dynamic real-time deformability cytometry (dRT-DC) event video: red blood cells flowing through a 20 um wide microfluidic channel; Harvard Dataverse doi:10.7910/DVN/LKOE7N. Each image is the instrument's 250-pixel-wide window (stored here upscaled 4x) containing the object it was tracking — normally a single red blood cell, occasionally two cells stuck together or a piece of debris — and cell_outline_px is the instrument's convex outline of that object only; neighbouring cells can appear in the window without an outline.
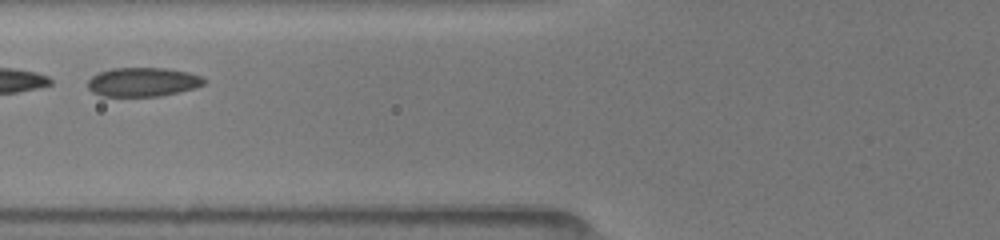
{"species": "common noctule bat (a hibernating species)", "species_latin": "Nyctalus noctula", "temperature_condition": "room temperature", "stored_images_in_passage": 37, "camera_frame_rate_fps": 3000, "um_per_image_px": 0.085, "animal": {"sex": "female", "body_mass_g": 19.5, "forearm_length_mm": 54.1}, "frame": {"image": 1, "passage_image": 8, "time_ms": 2.333, "image_size_px": [1000, 240], "cell_outline_px": [[208, 80], [204, 84], [196, 88], [160, 96], [100, 96], [92, 92], [88, 88], [88, 80], [92, 76], [100, 72], [112, 68], [168, 68], [188, 72], [200, 76]], "centroid_in_image_um": [12.16, 6.97], "position_along_channel_um": 113.6, "area_um2": 19.77}}
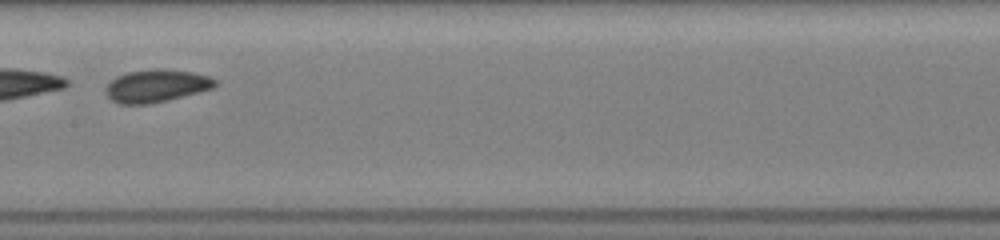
{"frame": {"image": 2, "passage_image": 14, "time_ms": 4.333, "image_size_px": [1000, 240], "cell_outline_px": [[216, 84], [212, 88], [200, 92], [168, 100], [148, 104], [120, 104], [112, 100], [104, 92], [104, 88], [116, 76], [128, 72], [152, 68], [164, 68], [192, 72], [208, 76], [216, 80]], "centroid_in_image_um": [13.27, 7.29], "position_along_channel_um": 194.1, "area_um2": 20.92}}
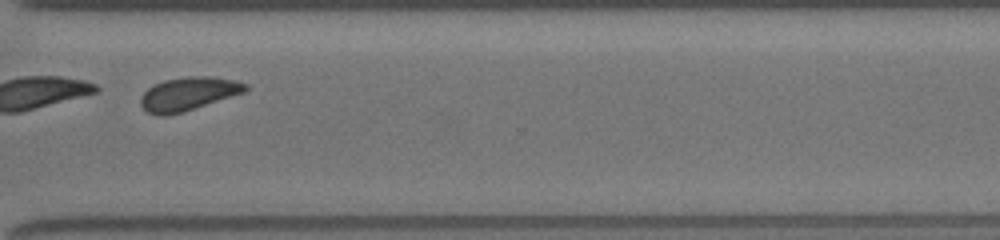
{"frame": {"image": 3, "passage_image": 26, "time_ms": 8.333, "image_size_px": [1000, 240], "cell_outline_px": [[248, 88], [244, 92], [184, 112], [168, 116], [156, 116], [148, 112], [140, 104], [140, 96], [148, 88], [164, 80], [188, 76], [208, 76], [236, 80], [248, 84]], "centroid_in_image_um": [15.99, 7.98], "position_along_channel_um": 354.6, "area_um2": 20.46}, "authors_computed_cell_mechanics": {"area_um2": 20.519, "velocity_mm_per_s": 4.0085, "shape_relaxation_time_tau1_ms": 1.3599, "shape_relaxation_time_tau2_ms": 3.2334, "deformation_change_tau1": 0.1075, "deformation_change_tau2": 0.0715}}